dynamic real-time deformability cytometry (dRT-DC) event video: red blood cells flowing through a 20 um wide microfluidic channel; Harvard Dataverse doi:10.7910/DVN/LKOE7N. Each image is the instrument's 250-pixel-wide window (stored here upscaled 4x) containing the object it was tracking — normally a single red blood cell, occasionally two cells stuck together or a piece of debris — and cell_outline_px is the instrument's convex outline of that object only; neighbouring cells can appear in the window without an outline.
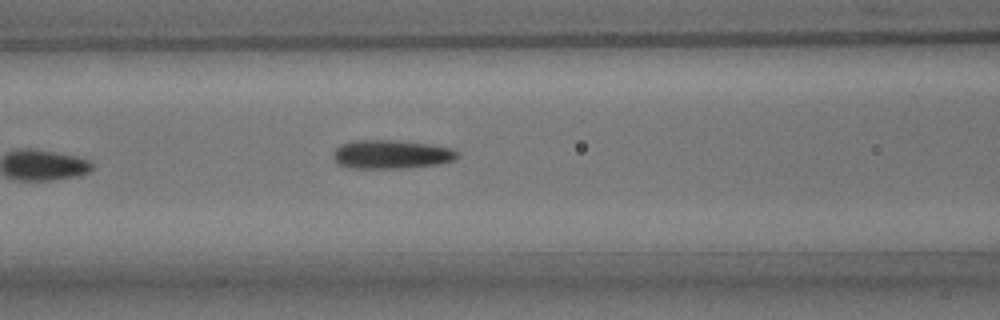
{"species": "common noctule bat (a hibernating species)", "species_latin": "Nyctalus noctula", "temperature_condition": "room temperature", "stored_images_in_passage": 7, "camera_frame_rate_fps": 3000, "um_per_image_px": 0.085, "animal": {"sex": "male", "body_mass_g": 15.6}, "frame": {"image": 1, "passage_image": 7, "time_ms": 8.0, "image_size_px": [1000, 320], "cell_outline_px": [[460, 156], [456, 160], [440, 164], [404, 168], [348, 168], [336, 164], [332, 156], [332, 152], [340, 144], [352, 140], [400, 140], [432, 144], [452, 148], [460, 152]], "centroid_in_image_um": [33.27, 13.11], "position_along_channel_um": 133.3, "area_um2": 21.44}}